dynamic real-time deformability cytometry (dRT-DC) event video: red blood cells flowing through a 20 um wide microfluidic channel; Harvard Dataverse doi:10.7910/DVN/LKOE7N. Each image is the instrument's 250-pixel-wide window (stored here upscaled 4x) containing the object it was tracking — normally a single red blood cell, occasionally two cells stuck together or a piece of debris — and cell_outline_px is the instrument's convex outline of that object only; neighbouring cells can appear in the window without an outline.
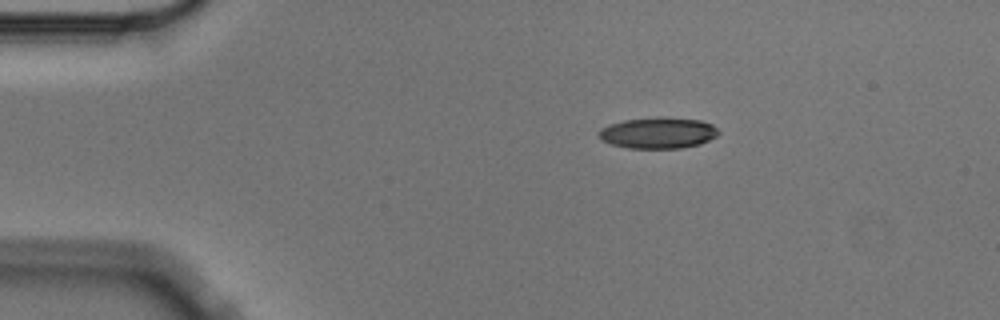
{"species": "Egyptian fruit bat (a non-hibernating species)", "species_latin": "Rousettus aegyptiacus", "temperature_condition": "cold", "stored_images_in_passage": 8, "camera_frame_rate_fps": 3000, "um_per_image_px": 0.085, "animal": {"sex": "male"}, "frame": {"image": 1, "passage_image": 1, "time_ms": 0.0, "image_size_px": [1000, 320], "cell_outline_px": [[720, 132], [716, 136], [700, 144], [680, 148], [628, 148], [612, 144], [600, 140], [600, 128], [608, 124], [624, 120], [656, 116], [660, 116], [700, 120], [712, 124]], "centroid_in_image_um": [55.93, 11.28], "position_along_channel_um": 29.1, "area_um2": 21.85}}
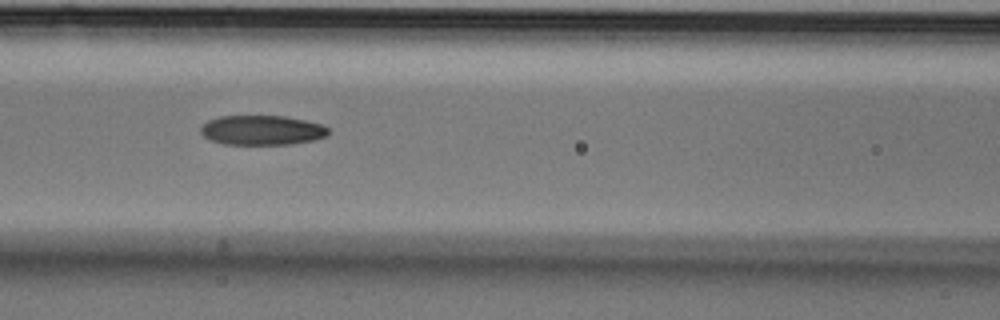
{"frame": {"image": 2, "passage_image": 5, "time_ms": 1.333, "image_size_px": [1000, 320], "cell_outline_px": [[328, 136], [316, 140], [288, 144], [224, 144], [212, 140], [204, 136], [200, 132], [200, 124], [208, 120], [220, 116], [284, 116], [304, 120], [320, 124], [328, 128]], "centroid_in_image_um": [22.25, 11.06], "position_along_channel_um": 144.4, "area_um2": 22.08}}
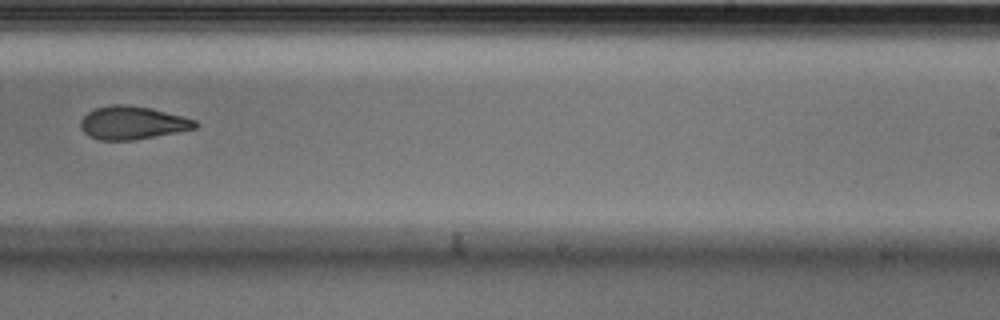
{"frame": {"image": 3, "passage_image": 8, "time_ms": 2.333, "image_size_px": [1000, 320], "cell_outline_px": [[196, 128], [176, 132], [132, 140], [100, 140], [88, 136], [80, 128], [80, 120], [88, 112], [96, 108], [112, 104], [128, 104], [148, 108], [184, 116], [196, 120]], "centroid_in_image_um": [11.21, 10.43], "position_along_channel_um": 277.8, "area_um2": 21.96}}